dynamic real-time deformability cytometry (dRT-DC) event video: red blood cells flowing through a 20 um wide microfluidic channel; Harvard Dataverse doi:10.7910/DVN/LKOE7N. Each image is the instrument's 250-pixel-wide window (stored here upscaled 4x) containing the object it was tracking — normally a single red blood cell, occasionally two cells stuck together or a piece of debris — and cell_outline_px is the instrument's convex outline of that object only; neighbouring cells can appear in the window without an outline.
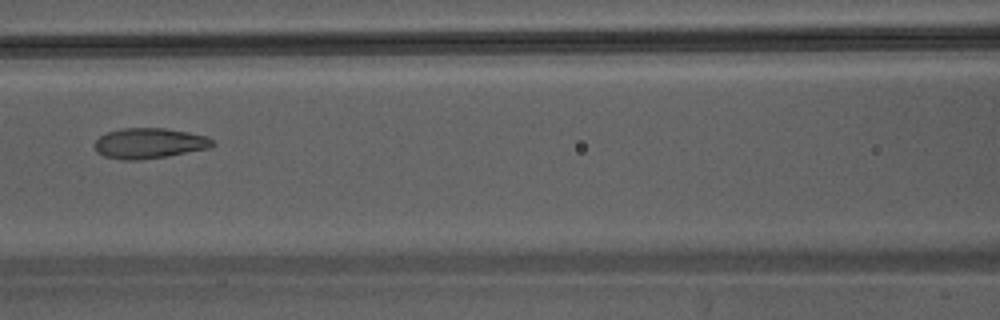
{"species": "Egyptian fruit bat (a non-hibernating species)", "species_latin": "Rousettus aegyptiacus", "temperature_condition": "warm", "stored_images_in_passage": 13, "camera_frame_rate_fps": 3000, "um_per_image_px": 0.085, "animal": {"sex": "male"}, "frame": {"image": 1, "passage_image": 6, "time_ms": 1.667, "image_size_px": [1000, 320], "cell_outline_px": [[216, 144], [208, 148], [168, 156], [136, 160], [124, 160], [104, 156], [96, 152], [96, 140], [100, 136], [108, 132], [124, 128], [164, 128], [188, 132], [208, 136]], "centroid_in_image_um": [12.71, 12.18], "position_along_channel_um": 153.9, "area_um2": 20.75}}
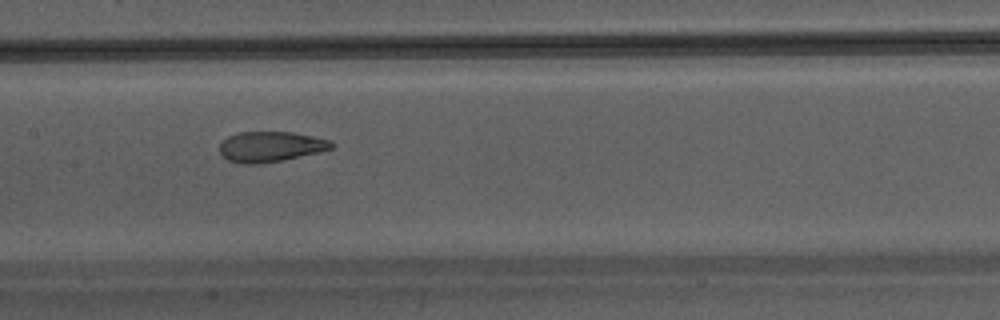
{"frame": {"image": 2, "passage_image": 8, "time_ms": 2.333, "image_size_px": [1000, 320], "cell_outline_px": [[336, 144], [332, 148], [320, 152], [280, 160], [256, 164], [244, 164], [228, 160], [220, 152], [220, 144], [228, 136], [240, 132], [292, 132], [332, 140]], "centroid_in_image_um": [23.03, 12.46], "position_along_channel_um": 184.4, "area_um2": 19.65}}